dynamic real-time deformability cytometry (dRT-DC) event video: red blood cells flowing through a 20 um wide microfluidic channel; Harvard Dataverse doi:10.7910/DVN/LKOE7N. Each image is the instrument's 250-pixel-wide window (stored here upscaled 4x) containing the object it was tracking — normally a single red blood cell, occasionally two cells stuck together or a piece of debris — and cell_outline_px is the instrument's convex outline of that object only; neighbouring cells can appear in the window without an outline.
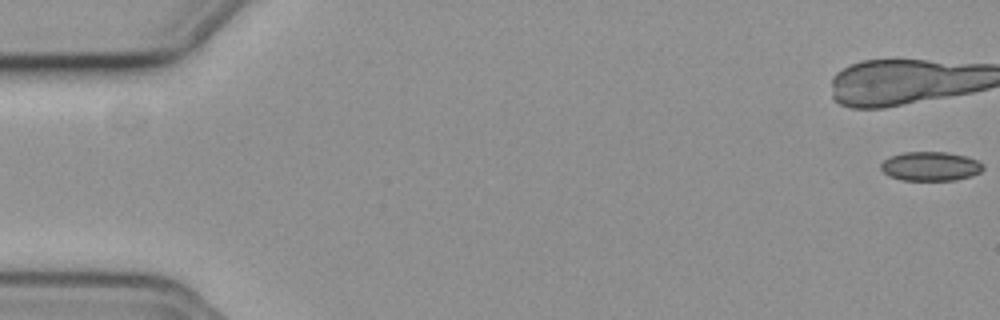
{"species": "common noctule bat (a hibernating species)", "species_latin": "Nyctalus noctula", "temperature_condition": "cold", "stored_images_in_passage": 10, "camera_frame_rate_fps": 3000, "um_per_image_px": 0.085, "animal": {"sex": "female", "body_mass_g": 19.3, "forearm_length_mm": 54.1}, "frame": {"image": 1, "passage_image": 1, "time_ms": 0.0, "image_size_px": [1000, 320], "cell_outline_px": [[984, 168], [980, 172], [972, 176], [956, 180], [900, 180], [888, 176], [880, 168], [880, 164], [888, 156], [904, 152], [944, 152], [964, 156], [976, 160], [984, 164]], "centroid_in_image_um": [79.06, 14.14], "position_along_channel_um": 5.9, "area_um2": 17.46}}